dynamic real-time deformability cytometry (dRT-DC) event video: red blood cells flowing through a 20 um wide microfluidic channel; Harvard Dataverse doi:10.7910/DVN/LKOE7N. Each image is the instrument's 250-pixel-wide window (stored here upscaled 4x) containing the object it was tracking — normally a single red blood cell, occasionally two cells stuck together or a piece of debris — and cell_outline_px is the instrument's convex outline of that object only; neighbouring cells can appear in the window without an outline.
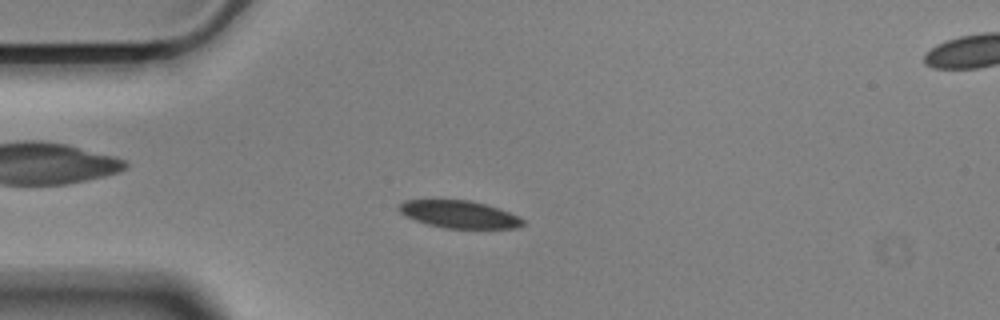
{"species": "Egyptian fruit bat (a non-hibernating species)", "species_latin": "Rousettus aegyptiacus", "temperature_condition": "cold", "stored_images_in_passage": 15, "camera_frame_rate_fps": 3000, "um_per_image_px": 0.085, "animal": {"sex": "male"}, "frame": {"image": 1, "passage_image": 2, "time_ms": 0.333, "image_size_px": [1000, 320], "cell_outline_px": [[524, 224], [516, 228], [444, 228], [428, 224], [404, 216], [396, 208], [404, 200], [468, 200], [484, 204], [520, 216], [524, 220]], "centroid_in_image_um": [39.0, 18.22], "position_along_channel_um": 46.0, "area_um2": 19.65}}
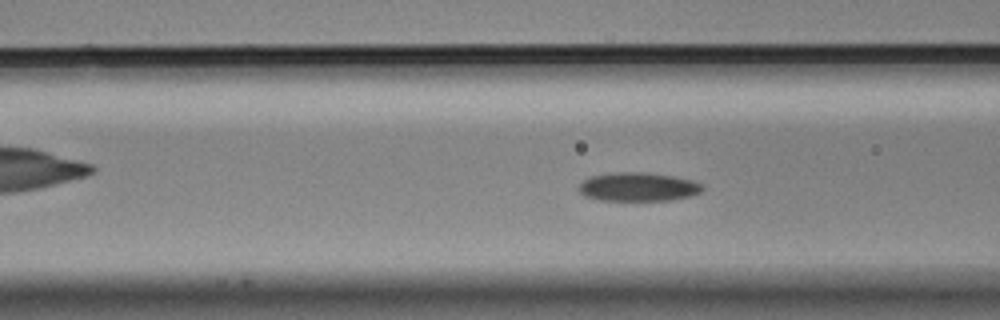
{"frame": {"image": 2, "passage_image": 9, "time_ms": 2.667, "image_size_px": [1000, 320], "cell_outline_px": [[704, 188], [700, 192], [692, 196], [672, 200], [600, 200], [584, 196], [580, 192], [580, 184], [588, 176], [608, 172], [644, 172], [672, 176], [692, 180], [704, 184]], "centroid_in_image_um": [54.25, 15.87], "position_along_channel_um": 112.3, "area_um2": 20.87}}
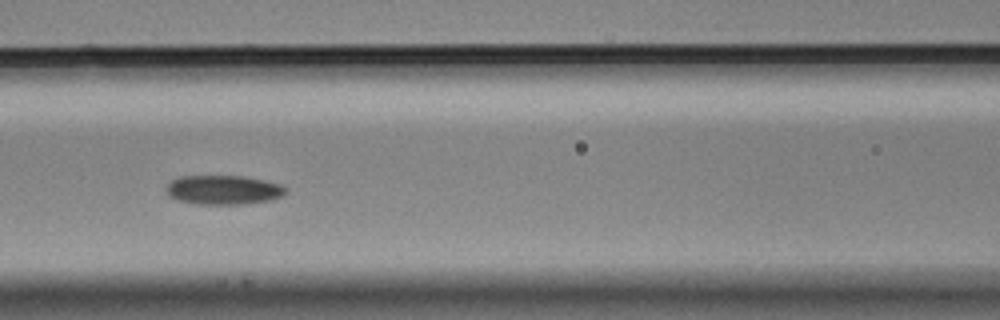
{"frame": {"image": 3, "passage_image": 12, "time_ms": 3.667, "image_size_px": [1000, 320], "cell_outline_px": [[288, 192], [272, 200], [240, 204], [200, 204], [176, 200], [168, 196], [164, 188], [168, 180], [180, 176], [240, 176], [264, 180], [280, 184], [288, 188]], "centroid_in_image_um": [18.94, 16.13], "position_along_channel_um": 147.7, "area_um2": 20.63}}